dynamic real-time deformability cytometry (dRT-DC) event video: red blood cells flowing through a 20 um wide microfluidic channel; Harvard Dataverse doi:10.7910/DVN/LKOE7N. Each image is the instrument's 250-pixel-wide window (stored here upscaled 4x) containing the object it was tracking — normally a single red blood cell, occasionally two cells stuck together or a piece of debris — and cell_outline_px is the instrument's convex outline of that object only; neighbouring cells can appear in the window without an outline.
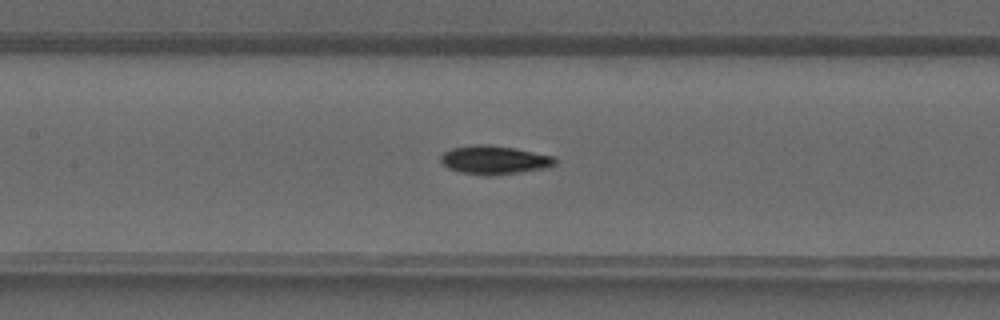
{"species": "common noctule bat (a hibernating species)", "species_latin": "Nyctalus noctula", "temperature_condition": "warm", "stored_images_in_passage": 36, "camera_frame_rate_fps": 3000, "um_per_image_px": 0.085, "animal": {"sex": "male", "forearm_length_mm": 52.5}, "frame": {"image": 1, "passage_image": 14, "time_ms": 4.333, "image_size_px": [1000, 320], "cell_outline_px": [[556, 164], [548, 168], [520, 172], [488, 176], [484, 176], [460, 172], [448, 168], [440, 160], [440, 156], [444, 152], [452, 148], [476, 144], [488, 144], [512, 148], [556, 156]], "centroid_in_image_um": [42.03, 13.6], "position_along_channel_um": 165.4, "area_um2": 19.13}}
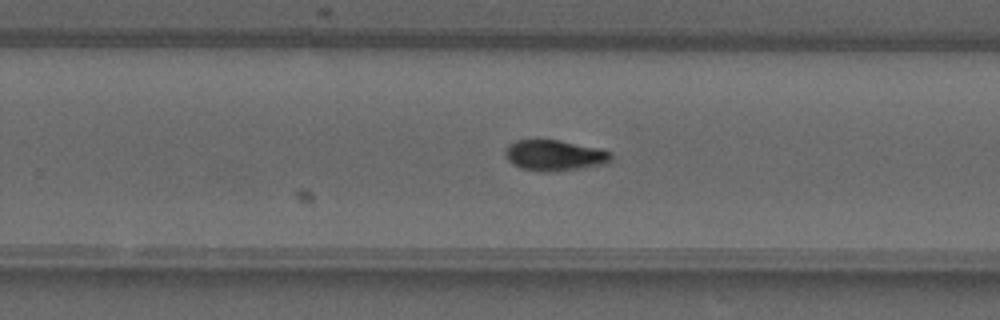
{"frame": {"image": 2, "passage_image": 21, "time_ms": 6.667, "image_size_px": [1000, 320], "cell_outline_px": [[612, 160], [608, 164], [584, 168], [544, 172], [540, 172], [520, 168], [512, 164], [508, 160], [504, 152], [504, 148], [508, 144], [516, 140], [560, 140], [600, 148], [612, 152]], "centroid_in_image_um": [47.16, 13.21], "position_along_channel_um": 282.6, "area_um2": 19.36}}
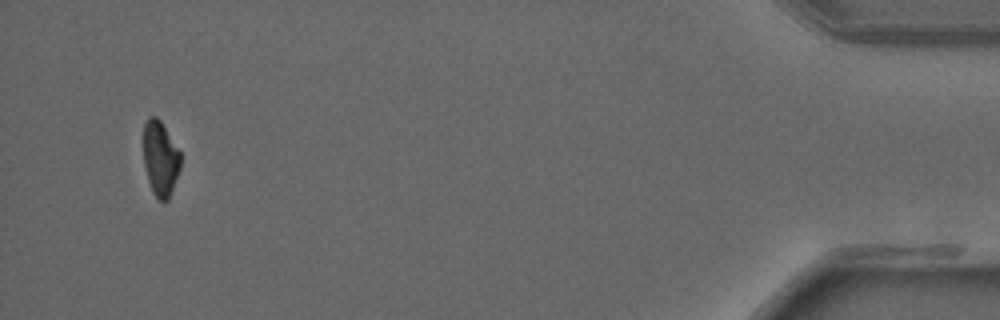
{"frame": {"image": 3, "passage_image": 34, "time_ms": 11.0, "image_size_px": [1000, 320], "cell_outline_px": [[180, 168], [168, 200], [160, 200], [152, 192], [148, 180], [144, 164], [144, 124], [148, 116], [156, 116], [160, 120], [180, 152]], "centroid_in_image_um": [13.62, 13.45], "position_along_channel_um": 421.6, "area_um2": 15.95}}